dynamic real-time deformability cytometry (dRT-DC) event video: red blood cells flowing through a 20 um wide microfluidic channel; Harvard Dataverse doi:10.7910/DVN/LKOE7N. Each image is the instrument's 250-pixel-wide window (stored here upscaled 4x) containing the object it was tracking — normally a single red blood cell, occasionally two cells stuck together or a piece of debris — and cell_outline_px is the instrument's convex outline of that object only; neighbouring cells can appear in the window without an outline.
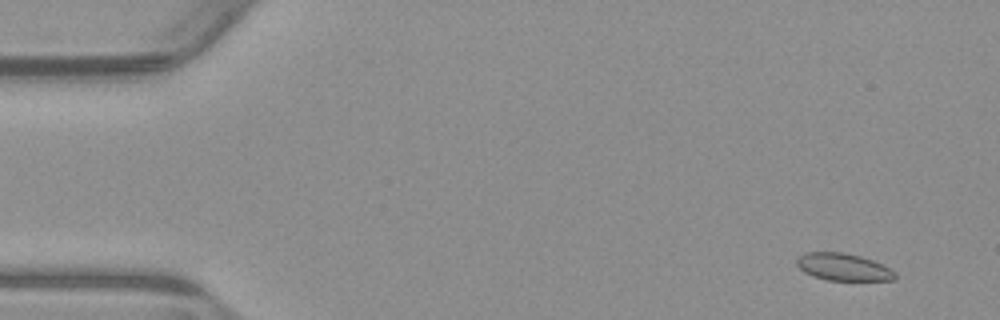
{"species": "common noctule bat (a hibernating species)", "species_latin": "Nyctalus noctula", "temperature_condition": "warm", "stored_images_in_passage": 53, "segment_of_instrument_passage": [1, 2], "camera_frame_rate_fps": 3000, "um_per_image_px": 0.085, "animal": {"sex": "male", "body_mass_g": 23.1, "forearm_length_mm": 52.7}, "frame": {"image": 1, "passage_image": 1, "time_ms": 0.0, "image_size_px": [1000, 320], "cell_outline_px": [[896, 280], [828, 280], [812, 276], [804, 272], [796, 264], [796, 260], [804, 252], [844, 252], [860, 256], [872, 260], [896, 272]], "centroid_in_image_um": [71.66, 22.69], "position_along_channel_um": 13.3, "area_um2": 15.55}}
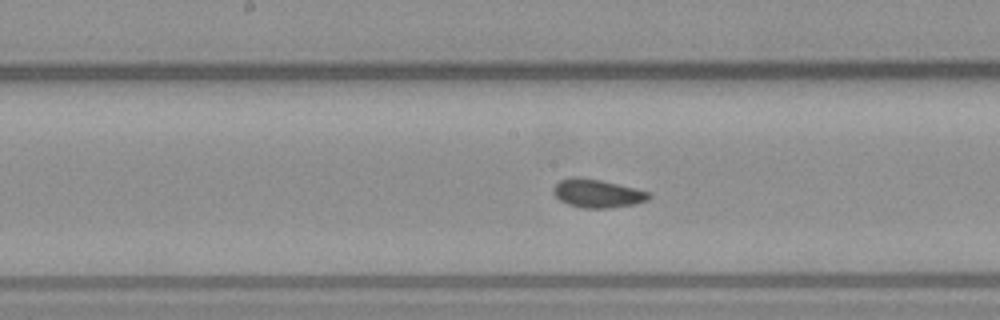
{"frame": {"image": 2, "passage_image": 25, "time_ms": 8.0, "image_size_px": [1000, 320], "cell_outline_px": [[652, 196], [648, 200], [636, 204], [608, 208], [584, 208], [568, 204], [560, 200], [552, 192], [552, 188], [560, 180], [572, 176], [576, 176], [600, 180], [636, 188], [648, 192]], "centroid_in_image_um": [50.77, 16.43], "position_along_channel_um": 197.4, "area_um2": 15.84}}
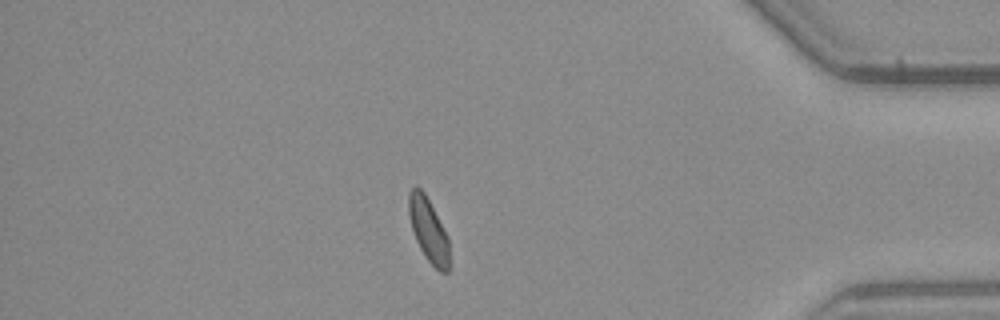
{"frame": {"image": 3, "passage_image": 44, "time_ms": 14.333, "image_size_px": [1000, 320], "cell_outline_px": [[448, 272], [440, 272], [428, 260], [420, 248], [416, 240], [412, 228], [408, 212], [408, 192], [412, 188], [420, 188], [424, 192], [448, 236]], "centroid_in_image_um": [36.4, 19.53], "position_along_channel_um": 398.8, "area_um2": 14.68}}